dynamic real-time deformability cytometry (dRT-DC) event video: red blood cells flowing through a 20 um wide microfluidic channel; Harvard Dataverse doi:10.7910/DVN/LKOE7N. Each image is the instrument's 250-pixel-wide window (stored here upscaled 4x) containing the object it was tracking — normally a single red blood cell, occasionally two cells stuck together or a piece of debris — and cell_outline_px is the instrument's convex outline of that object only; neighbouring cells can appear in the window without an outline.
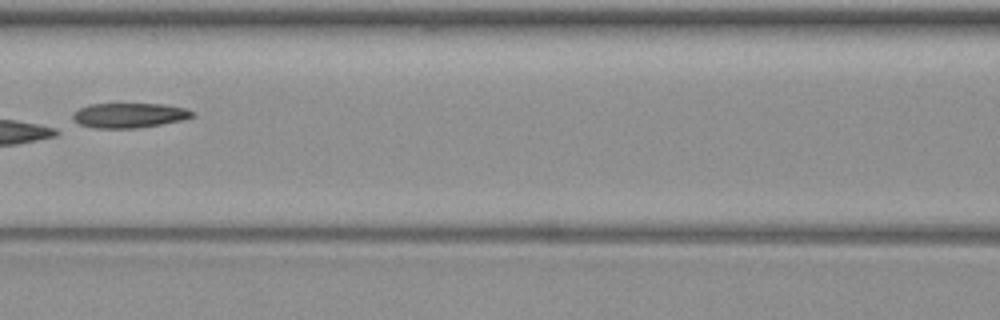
{"species": "common noctule bat (a hibernating species)", "species_latin": "Nyctalus noctula", "temperature_condition": "warm", "stored_images_in_passage": 9, "camera_frame_rate_fps": 3000, "um_per_image_px": 0.085, "animal": {"sex": "female", "body_mass_g": 19.3, "forearm_length_mm": 54.1}, "frame": {"image": 1, "passage_image": 7, "time_ms": 7.667, "image_size_px": [1000, 320], "cell_outline_px": [[196, 116], [180, 120], [140, 128], [92, 128], [80, 124], [72, 120], [72, 112], [88, 104], [164, 104], [188, 108], [196, 112]], "centroid_in_image_um": [10.99, 9.8], "position_along_channel_um": 155.6, "area_um2": 17.51}}
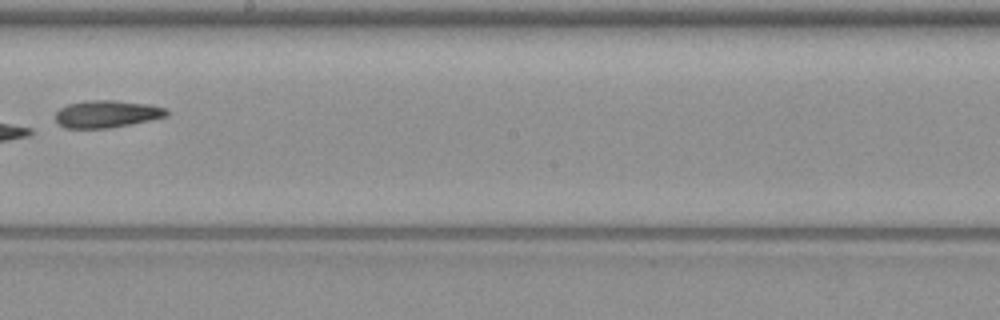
{"frame": {"image": 2, "passage_image": 9, "time_ms": 10.0, "image_size_px": [1000, 320], "cell_outline_px": [[168, 116], [108, 128], [64, 128], [56, 120], [56, 112], [60, 108], [68, 104], [88, 100], [116, 100], [148, 104], [168, 108]], "centroid_in_image_um": [9.08, 9.67], "position_along_channel_um": 239.1, "area_um2": 17.57}}